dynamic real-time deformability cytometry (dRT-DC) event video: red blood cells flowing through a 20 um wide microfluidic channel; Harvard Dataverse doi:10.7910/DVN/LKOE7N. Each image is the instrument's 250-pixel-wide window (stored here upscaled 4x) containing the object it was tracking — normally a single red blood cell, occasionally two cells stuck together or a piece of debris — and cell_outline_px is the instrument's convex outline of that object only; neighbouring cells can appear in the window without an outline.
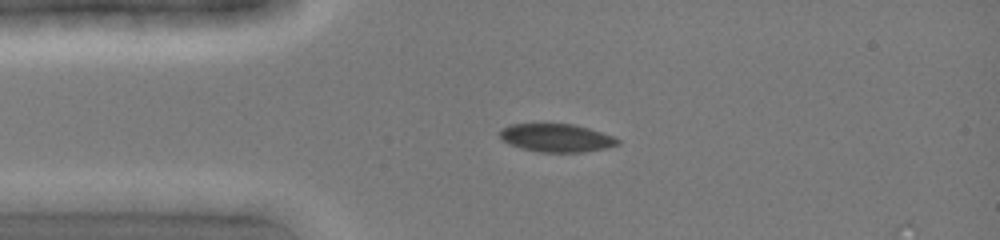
{"species": "common noctule bat (a hibernating species)", "species_latin": "Nyctalus noctula", "temperature_condition": "cold", "stored_images_in_passage": 5, "camera_frame_rate_fps": 3000, "um_per_image_px": 0.085, "animal": {"sex": "female", "body_mass_g": 19.0, "forearm_length_mm": 51.5}, "frame": {"image": 1, "passage_image": 2, "time_ms": 0.333, "image_size_px": [1000, 240], "cell_outline_px": [[620, 144], [608, 148], [584, 152], [540, 152], [520, 148], [508, 144], [496, 132], [500, 128], [508, 124], [576, 124], [612, 136], [620, 140]], "centroid_in_image_um": [47.26, 11.72], "position_along_channel_um": 37.7, "area_um2": 19.54}}